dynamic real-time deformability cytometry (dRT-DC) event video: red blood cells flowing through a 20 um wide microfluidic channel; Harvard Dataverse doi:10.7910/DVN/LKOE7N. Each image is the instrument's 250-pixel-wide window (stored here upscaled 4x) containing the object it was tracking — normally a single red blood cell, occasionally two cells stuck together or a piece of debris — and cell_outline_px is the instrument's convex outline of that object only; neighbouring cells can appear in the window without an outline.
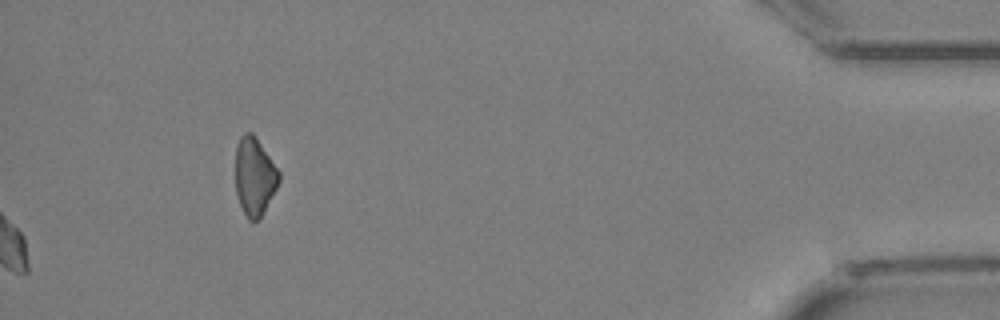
{"species": "Egyptian fruit bat (a non-hibernating species)", "species_latin": "Rousettus aegyptiacus", "temperature_condition": "cold", "stored_images_in_passage": 33, "camera_frame_rate_fps": 3000, "um_per_image_px": 0.085, "animal": {"sex": "female"}, "frame": {"image": 1, "passage_image": 33, "time_ms": 10.667, "image_size_px": [1000, 320], "cell_outline_px": [[280, 180], [260, 220], [248, 220], [240, 204], [236, 192], [236, 148], [240, 136], [244, 132], [252, 132], [256, 136], [280, 172]], "centroid_in_image_um": [21.64, 14.98], "position_along_channel_um": 413.6, "area_um2": 19.77}}